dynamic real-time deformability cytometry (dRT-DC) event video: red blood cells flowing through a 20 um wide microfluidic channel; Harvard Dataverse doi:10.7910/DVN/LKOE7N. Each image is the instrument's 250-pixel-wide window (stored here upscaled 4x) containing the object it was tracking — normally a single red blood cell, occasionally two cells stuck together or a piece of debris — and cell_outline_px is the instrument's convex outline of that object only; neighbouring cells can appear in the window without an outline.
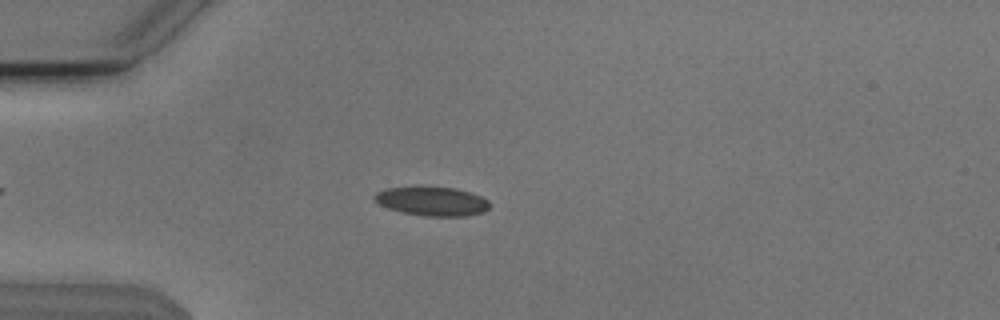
{"species": "Egyptian fruit bat (a non-hibernating species)", "species_latin": "Rousettus aegyptiacus", "temperature_condition": "cold", "stored_images_in_passage": 52, "camera_frame_rate_fps": 3000, "um_per_image_px": 0.085, "animal": {"sex": "male"}, "frame": {"image": 1, "passage_image": 13, "time_ms": 4.0, "image_size_px": [1000, 320], "cell_outline_px": [[492, 204], [484, 212], [468, 216], [424, 216], [404, 212], [388, 208], [372, 200], [372, 196], [376, 192], [384, 188], [416, 184], [420, 184], [456, 188], [480, 196], [488, 200]], "centroid_in_image_um": [36.67, 17.06], "position_along_channel_um": 48.3, "area_um2": 20.35}}
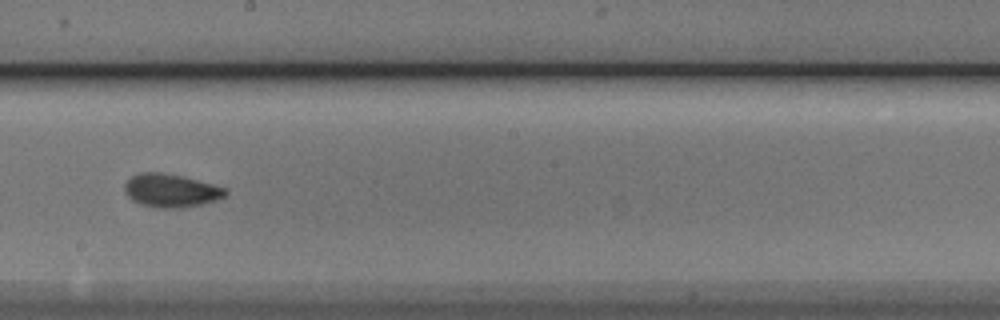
{"frame": {"image": 2, "passage_image": 29, "time_ms": 9.333, "image_size_px": [1000, 320], "cell_outline_px": [[228, 192], [224, 196], [216, 200], [200, 204], [180, 208], [156, 208], [140, 204], [132, 200], [124, 192], [124, 184], [132, 176], [140, 172], [160, 172], [184, 176], [228, 188]], "centroid_in_image_um": [14.52, 16.19], "position_along_channel_um": 233.7, "area_um2": 19.71}}
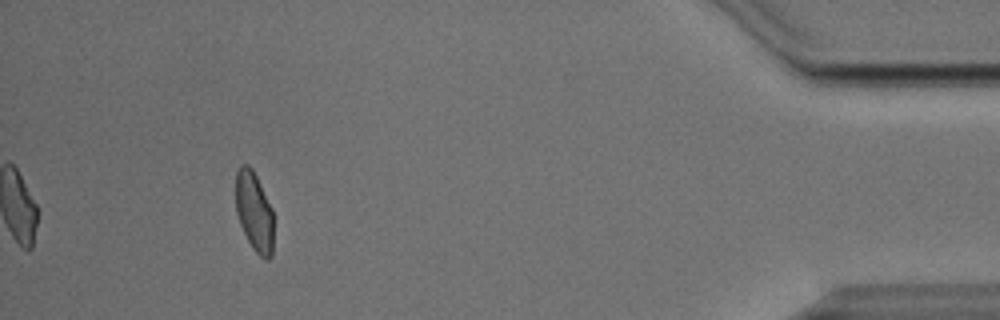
{"frame": {"image": 3, "passage_image": 48, "time_ms": 15.667, "image_size_px": [1000, 320], "cell_outline_px": [[272, 256], [268, 260], [264, 260], [252, 248], [240, 224], [236, 212], [236, 172], [240, 164], [248, 164], [252, 168], [272, 208]], "centroid_in_image_um": [21.59, 17.98], "position_along_channel_um": 413.6, "area_um2": 17.46}, "authors_computed_cell_mechanics": {"area_um2": 18.6694, "velocity_mm_per_s": 3.8067, "shape_relaxation_time_tau1_ms": 6.1409, "shape_relaxation_time_tau2_ms": 2.4256, "deformation_change_tau1": 0.1556, "deformation_change_tau2": 0.0503}}